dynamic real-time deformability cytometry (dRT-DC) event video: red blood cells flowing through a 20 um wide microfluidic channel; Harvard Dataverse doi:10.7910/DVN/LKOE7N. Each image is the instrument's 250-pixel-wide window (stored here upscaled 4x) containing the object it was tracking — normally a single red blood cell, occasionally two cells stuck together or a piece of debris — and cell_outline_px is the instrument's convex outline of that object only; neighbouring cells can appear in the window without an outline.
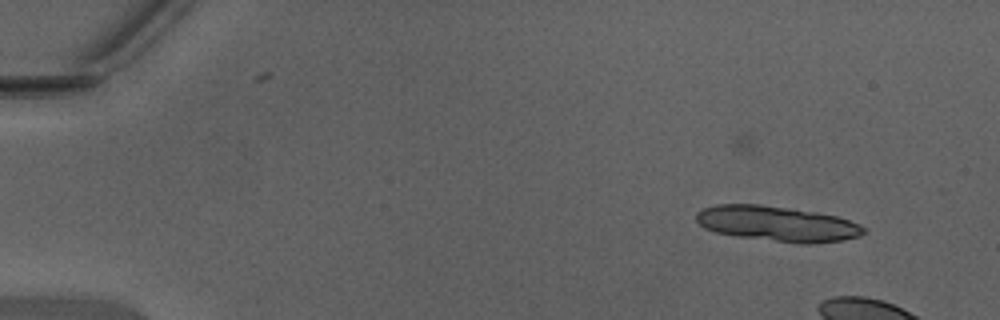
{"species": "Egyptian fruit bat (a non-hibernating species)", "species_latin": "Rousettus aegyptiacus", "temperature_condition": "warm", "stored_images_in_passage": 7, "camera_frame_rate_fps": 3000, "um_per_image_px": 0.085, "animal": {"sex": "male"}, "frame": {"image": 1, "passage_image": 1, "time_ms": 0.0, "image_size_px": [1000, 320], "cell_outline_px": [[868, 228], [860, 236], [840, 240], [812, 244], [800, 244], [736, 236], [716, 232], [704, 228], [696, 220], [696, 212], [704, 208], [716, 204], [760, 204], [816, 212], [836, 216], [860, 224]], "centroid_in_image_um": [66.06, 19.02], "position_along_channel_um": 18.9, "area_um2": 34.45}}